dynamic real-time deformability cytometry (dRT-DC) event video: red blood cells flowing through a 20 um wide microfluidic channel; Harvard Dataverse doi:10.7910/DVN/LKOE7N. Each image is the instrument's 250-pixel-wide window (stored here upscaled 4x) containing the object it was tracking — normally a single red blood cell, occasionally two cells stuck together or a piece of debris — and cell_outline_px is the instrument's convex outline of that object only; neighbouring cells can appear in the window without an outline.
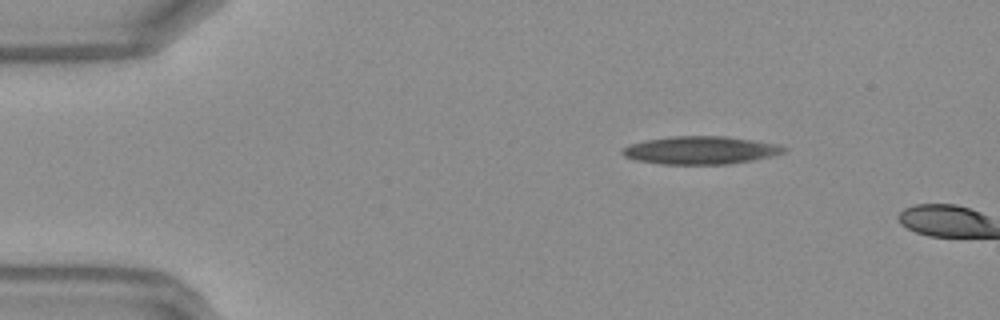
{"species": "Egyptian fruit bat (a non-hibernating species)", "species_latin": "Rousettus aegyptiacus", "temperature_condition": "warm", "stored_images_in_passage": 3, "camera_frame_rate_fps": 3000, "um_per_image_px": 0.085, "frame": {"image": 1, "passage_image": 1, "time_ms": 0.0, "image_size_px": [1000, 320], "cell_outline_px": [[788, 148], [784, 152], [772, 156], [752, 160], [728, 164], [660, 164], [636, 160], [624, 156], [620, 152], [620, 148], [628, 144], [644, 140], [668, 136], [728, 136], [780, 144]], "centroid_in_image_um": [59.52, 12.76], "position_along_channel_um": 25.5, "area_um2": 26.65}}